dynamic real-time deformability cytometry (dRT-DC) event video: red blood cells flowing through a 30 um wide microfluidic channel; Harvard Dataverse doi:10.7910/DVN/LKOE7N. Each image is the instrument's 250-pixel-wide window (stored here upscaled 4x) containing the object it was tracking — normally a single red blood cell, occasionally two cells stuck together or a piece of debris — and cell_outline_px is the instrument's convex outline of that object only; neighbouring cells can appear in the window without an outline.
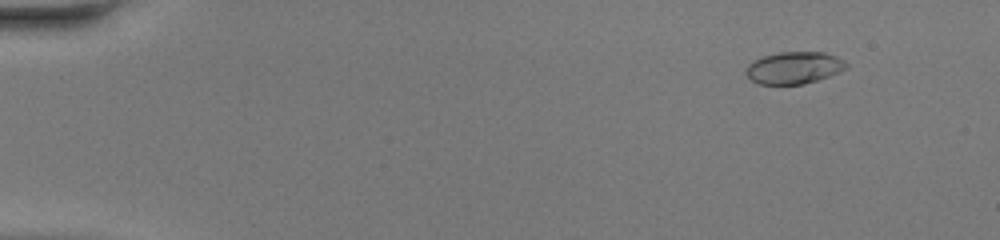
{"species": "common noctule bat (a hibernating species)", "species_latin": "Nyctalus noctula", "temperature_condition": "warm", "stored_images_in_passage": 49, "camera_frame_rate_fps": 3000, "um_per_image_px": 0.085, "animal": {"sex": "female", "body_mass_g": 20.0, "forearm_length_mm": 54.0}, "frame": {"image": 1, "passage_image": 6, "time_ms": 1.667, "image_size_px": [1000, 240], "cell_outline_px": [[848, 68], [820, 80], [804, 84], [756, 84], [744, 72], [748, 64], [752, 60], [764, 56], [780, 52], [824, 52], [836, 56], [844, 60], [848, 64]], "centroid_in_image_um": [67.5, 5.76], "position_along_channel_um": 17.5, "area_um2": 18.96}}
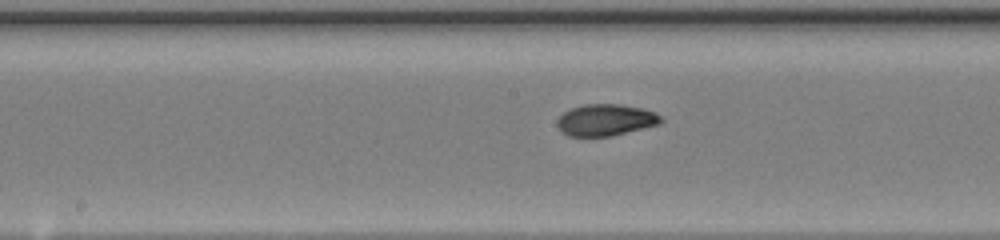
{"frame": {"image": 2, "passage_image": 27, "time_ms": 8.667, "image_size_px": [1000, 240], "cell_outline_px": [[664, 120], [660, 124], [612, 136], [568, 136], [556, 124], [556, 120], [564, 112], [572, 108], [584, 104], [620, 104], [644, 108], [656, 112], [664, 116]], "centroid_in_image_um": [51.54, 10.19], "position_along_channel_um": 196.7, "area_um2": 19.31}}
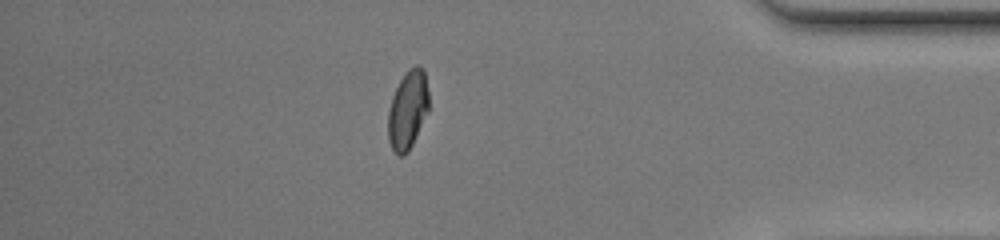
{"frame": {"image": 3, "passage_image": 43, "time_ms": 14.0, "image_size_px": [1000, 240], "cell_outline_px": [[428, 112], [408, 152], [404, 156], [396, 156], [388, 140], [388, 112], [392, 96], [404, 72], [408, 68], [416, 64], [420, 64], [424, 68], [428, 92]], "centroid_in_image_um": [34.66, 9.32], "position_along_channel_um": 400.5, "area_um2": 18.9}, "authors_computed_cell_mechanics": {"area_um2": 19.0162, "velocity_mm_per_s": 4.3913, "shape_relaxation_time_tau1_ms": 4.9862, "shape_relaxation_time_tau2_ms": 1.0347, "deformation_change_tau1": 0.2082, "deformation_change_tau2": 0.0498}}